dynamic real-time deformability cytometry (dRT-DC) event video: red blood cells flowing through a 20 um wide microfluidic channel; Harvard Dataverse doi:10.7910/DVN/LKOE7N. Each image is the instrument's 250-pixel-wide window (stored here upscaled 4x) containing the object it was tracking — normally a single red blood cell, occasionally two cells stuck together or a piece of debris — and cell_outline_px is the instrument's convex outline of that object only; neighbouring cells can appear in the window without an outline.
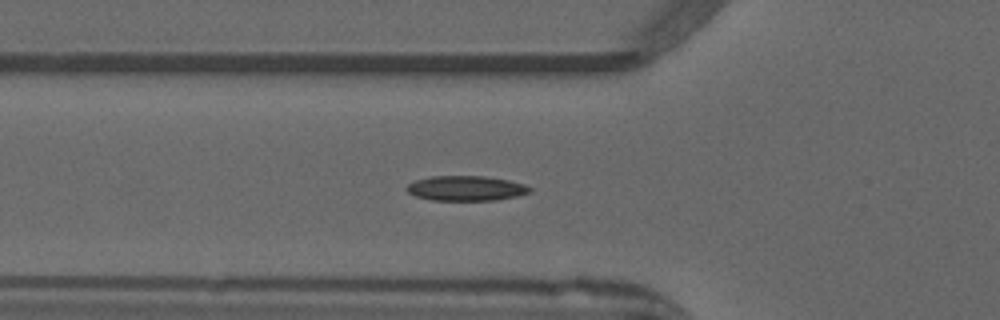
{"species": "common noctule bat (a hibernating species)", "species_latin": "Nyctalus noctula", "temperature_condition": "warm", "stored_images_in_passage": 13, "camera_frame_rate_fps": 3000, "um_per_image_px": 0.085, "animal": {"sex": "male", "forearm_length_mm": 52.5}, "frame": {"image": 1, "passage_image": 2, "time_ms": 0.333, "image_size_px": [1000, 320], "cell_outline_px": [[532, 192], [516, 196], [496, 200], [432, 200], [416, 196], [408, 192], [404, 188], [408, 184], [416, 180], [432, 176], [484, 176], [508, 180], [524, 184], [532, 188]], "centroid_in_image_um": [39.62, 16.0], "position_along_channel_um": 86.2, "area_um2": 17.86}}
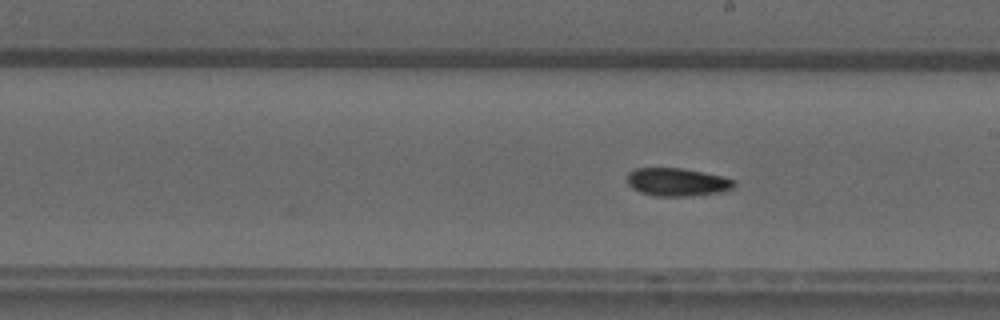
{"frame": {"image": 2, "passage_image": 13, "time_ms": 4.0, "image_size_px": [1000, 320], "cell_outline_px": [[736, 184], [732, 188], [720, 192], [692, 196], [656, 196], [640, 192], [632, 188], [628, 184], [628, 172], [636, 168], [684, 168], [724, 176], [736, 180]], "centroid_in_image_um": [57.59, 15.47], "position_along_channel_um": 231.4, "area_um2": 17.63}}